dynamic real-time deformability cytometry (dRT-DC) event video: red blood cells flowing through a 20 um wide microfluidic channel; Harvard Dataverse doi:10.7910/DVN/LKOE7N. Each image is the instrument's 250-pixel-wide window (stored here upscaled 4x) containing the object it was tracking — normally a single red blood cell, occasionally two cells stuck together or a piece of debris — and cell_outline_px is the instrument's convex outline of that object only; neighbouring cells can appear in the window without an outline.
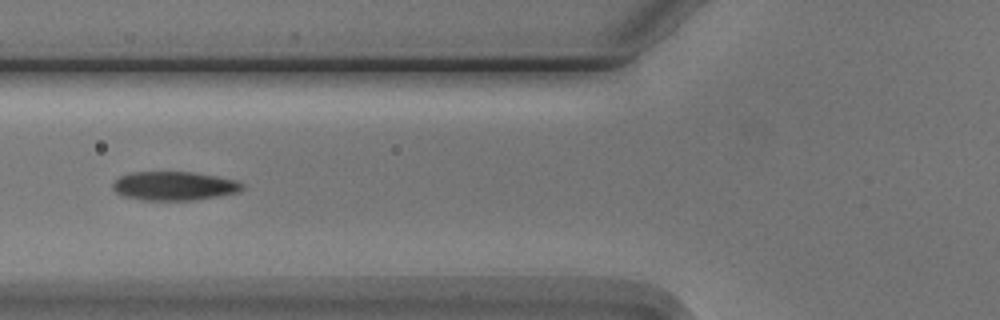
{"species": "Egyptian fruit bat (a non-hibernating species)", "species_latin": "Rousettus aegyptiacus", "temperature_condition": "cold", "stored_images_in_passage": 6, "camera_frame_rate_fps": 3000, "um_per_image_px": 0.085, "animal": {"sex": "male"}, "frame": {"image": 1, "passage_image": 6, "time_ms": 5.667, "image_size_px": [1000, 320], "cell_outline_px": [[244, 188], [236, 192], [220, 196], [196, 200], [144, 200], [124, 196], [116, 192], [112, 188], [112, 184], [120, 176], [132, 172], [192, 172], [216, 176], [236, 180], [244, 184]], "centroid_in_image_um": [14.81, 15.8], "position_along_channel_um": 111.0, "area_um2": 21.73}}